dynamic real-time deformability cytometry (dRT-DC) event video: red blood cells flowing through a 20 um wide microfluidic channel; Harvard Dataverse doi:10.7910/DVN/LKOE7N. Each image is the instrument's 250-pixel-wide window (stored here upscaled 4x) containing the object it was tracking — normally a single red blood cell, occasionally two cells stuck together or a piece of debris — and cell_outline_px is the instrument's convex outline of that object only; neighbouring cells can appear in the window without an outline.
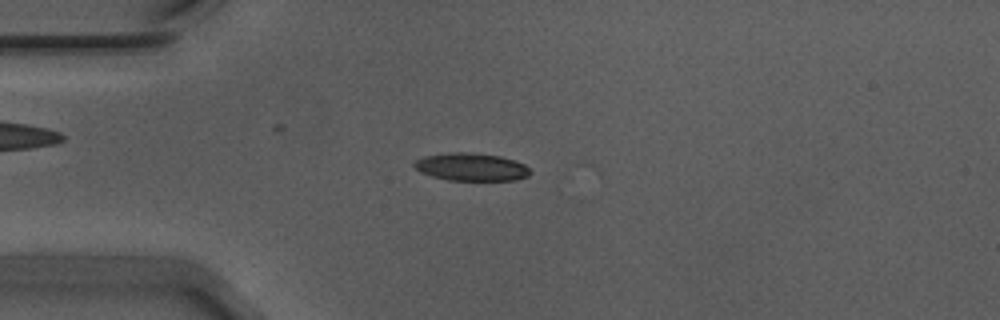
{"species": "Egyptian fruit bat (a non-hibernating species)", "species_latin": "Rousettus aegyptiacus", "temperature_condition": "warm", "stored_images_in_passage": 55, "camera_frame_rate_fps": 3000, "um_per_image_px": 0.085, "animal": {"sex": "male"}, "frame": {"image": 1, "passage_image": 14, "time_ms": 4.333, "image_size_px": [1000, 320], "cell_outline_px": [[532, 172], [528, 176], [516, 180], [448, 180], [432, 176], [420, 172], [412, 164], [416, 160], [424, 156], [452, 152], [468, 152], [500, 156], [524, 164]], "centroid_in_image_um": [40.05, 14.19], "position_along_channel_um": 45.0, "area_um2": 18.67}}
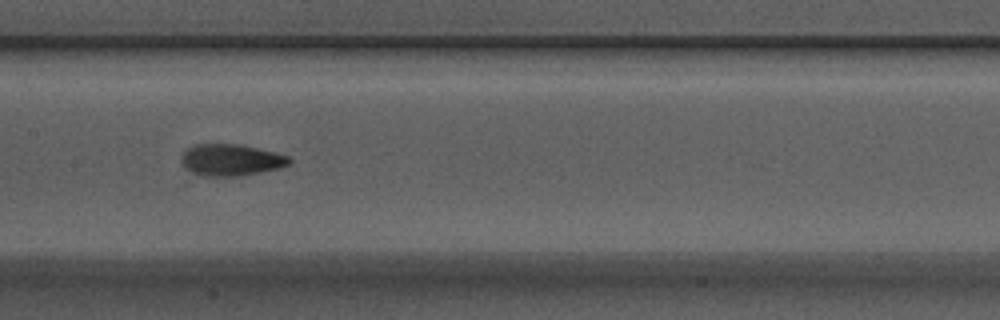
{"frame": {"image": 2, "passage_image": 27, "time_ms": 8.667, "image_size_px": [1000, 320], "cell_outline_px": [[292, 160], [288, 164], [280, 168], [240, 176], [204, 176], [192, 172], [180, 160], [180, 156], [188, 148], [196, 144], [240, 144], [288, 156]], "centroid_in_image_um": [19.62, 13.59], "position_along_channel_um": 187.8, "area_um2": 19.65}}
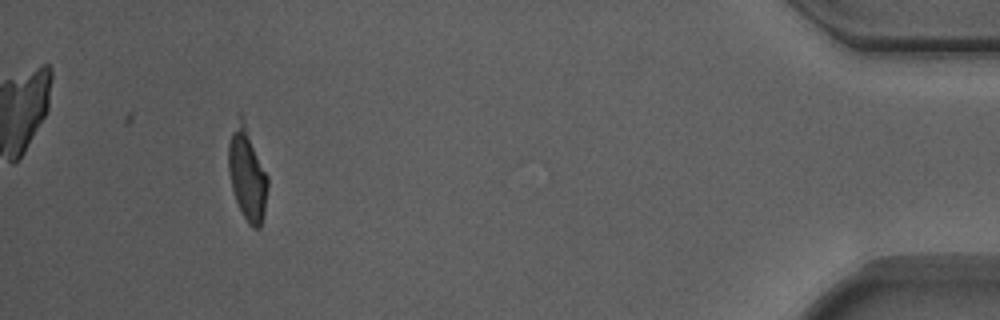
{"frame": {"image": 3, "passage_image": 51, "time_ms": 16.667, "image_size_px": [1000, 320], "cell_outline_px": [[268, 188], [264, 212], [260, 228], [252, 228], [248, 224], [236, 200], [232, 188], [228, 172], [228, 144], [232, 132], [240, 112], [244, 120], [268, 176]], "centroid_in_image_um": [21.01, 14.82], "position_along_channel_um": 414.2, "area_um2": 20.98}, "authors_computed_cell_mechanics": {"area_um2": 19.7098, "velocity_mm_per_s": 3.7098, "shape_relaxation_time_tau1_ms": 4.9852, "shape_relaxation_time_tau2_ms": 1.9806, "deformation_change_tau1": 0.1753, "deformation_change_tau2": 0.0791}}